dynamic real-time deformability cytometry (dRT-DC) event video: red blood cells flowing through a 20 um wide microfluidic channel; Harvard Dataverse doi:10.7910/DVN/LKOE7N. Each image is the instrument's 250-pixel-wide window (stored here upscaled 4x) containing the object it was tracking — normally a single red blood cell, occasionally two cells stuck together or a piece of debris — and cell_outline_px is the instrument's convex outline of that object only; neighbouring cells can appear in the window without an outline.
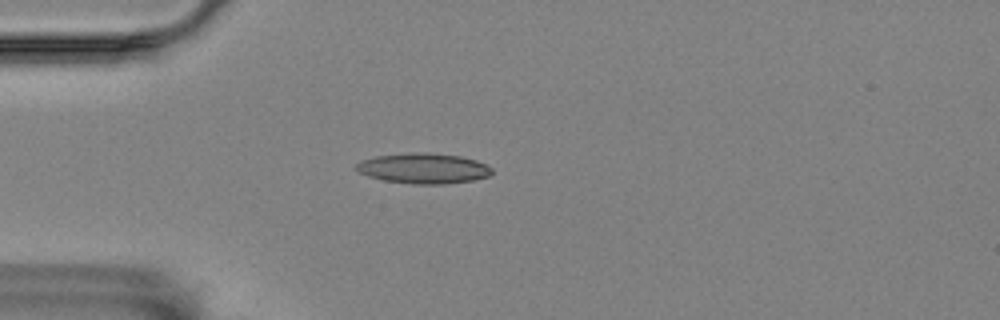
{"species": "Egyptian fruit bat (a non-hibernating species)", "species_latin": "Rousettus aegyptiacus", "temperature_condition": "room temperature", "stored_images_in_passage": 3, "camera_frame_rate_fps": 3000, "um_per_image_px": 0.085, "animal": {"sex": "female"}, "frame": {"image": 1, "passage_image": 2, "time_ms": 0.333, "image_size_px": [1000, 320], "cell_outline_px": [[492, 172], [488, 176], [472, 180], [444, 184], [412, 184], [384, 180], [368, 176], [360, 172], [356, 168], [356, 164], [360, 160], [376, 156], [416, 152], [424, 152], [460, 156], [476, 160], [492, 168]], "centroid_in_image_um": [35.98, 14.31], "position_along_channel_um": 49.0, "area_um2": 23.81}}